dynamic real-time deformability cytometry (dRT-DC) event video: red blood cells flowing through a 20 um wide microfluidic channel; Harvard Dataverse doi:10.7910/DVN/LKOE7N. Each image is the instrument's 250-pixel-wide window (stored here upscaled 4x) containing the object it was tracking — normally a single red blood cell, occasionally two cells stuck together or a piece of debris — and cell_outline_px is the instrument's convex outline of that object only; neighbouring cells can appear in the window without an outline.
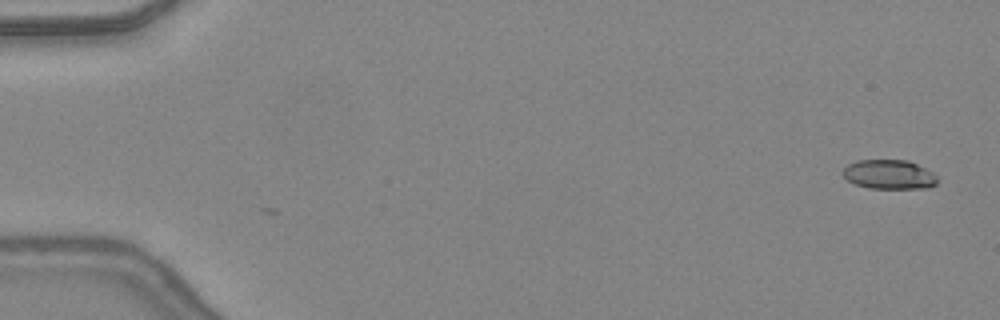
{"species": "common noctule bat (a hibernating species)", "species_latin": "Nyctalus noctula", "temperature_condition": "warm", "stored_images_in_passage": 3, "camera_frame_rate_fps": 3000, "um_per_image_px": 0.085, "animal": {"sex": "female", "body_mass_g": 24.6, "forearm_length_mm": 56.2}, "frame": {"image": 1, "passage_image": 3, "time_ms": 0.667, "image_size_px": [1000, 320], "cell_outline_px": [[936, 184], [928, 188], [868, 188], [856, 184], [848, 180], [840, 172], [848, 164], [856, 160], [908, 160], [932, 172], [936, 176]], "centroid_in_image_um": [75.54, 14.82], "position_along_channel_um": 9.5, "area_um2": 16.07}}